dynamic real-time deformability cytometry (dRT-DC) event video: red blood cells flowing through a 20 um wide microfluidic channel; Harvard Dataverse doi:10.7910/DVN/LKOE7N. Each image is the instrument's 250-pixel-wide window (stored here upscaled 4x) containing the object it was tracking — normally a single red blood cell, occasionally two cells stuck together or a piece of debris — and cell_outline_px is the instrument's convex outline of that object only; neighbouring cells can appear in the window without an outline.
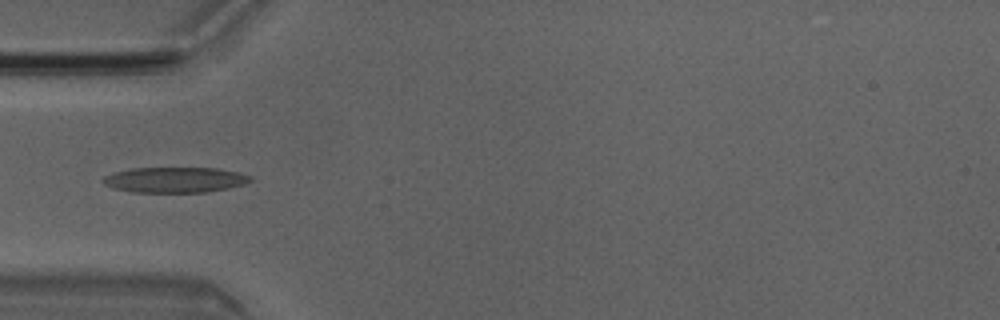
{"species": "Egyptian fruit bat (a non-hibernating species)", "species_latin": "Rousettus aegyptiacus", "temperature_condition": "room temperature", "stored_images_in_passage": 5, "camera_frame_rate_fps": 3000, "um_per_image_px": 0.085, "animal": {"sex": "male"}, "frame": {"image": 1, "passage_image": 5, "time_ms": 1.333, "image_size_px": [1000, 320], "cell_outline_px": [[252, 180], [244, 184], [228, 188], [204, 192], [132, 192], [112, 188], [104, 184], [100, 180], [104, 176], [112, 172], [132, 168], [216, 168], [240, 172], [252, 176]], "centroid_in_image_um": [14.84, 15.28], "position_along_channel_um": 70.2, "area_um2": 22.02}}